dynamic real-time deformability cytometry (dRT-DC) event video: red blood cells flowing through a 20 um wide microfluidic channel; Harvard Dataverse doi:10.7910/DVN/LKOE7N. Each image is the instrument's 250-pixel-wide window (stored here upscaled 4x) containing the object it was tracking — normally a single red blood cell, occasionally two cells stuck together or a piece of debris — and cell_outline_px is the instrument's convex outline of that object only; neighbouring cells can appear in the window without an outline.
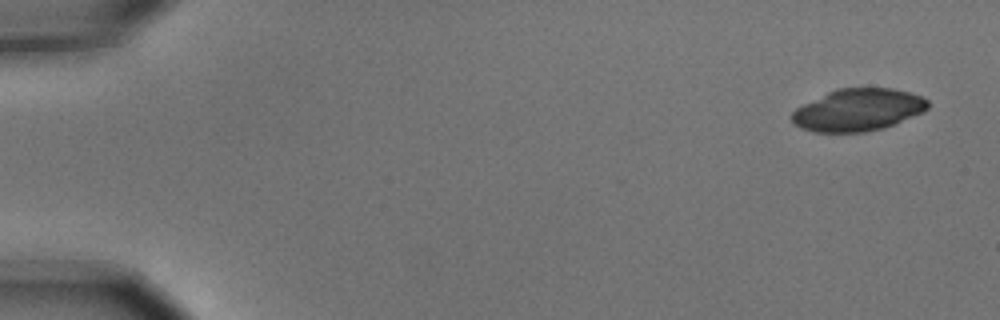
{"species": "common noctule bat (a hibernating species)", "species_latin": "Nyctalus noctula", "temperature_condition": "cold", "stored_images_in_passage": 5, "camera_frame_rate_fps": 3000, "um_per_image_px": 0.085, "animal": {"sex": "male", "body_mass_g": 15.6}, "frame": {"image": 1, "passage_image": 1, "time_ms": 0.0, "image_size_px": [1000, 320], "cell_outline_px": [[928, 108], [924, 112], [892, 124], [880, 128], [864, 132], [816, 132], [804, 128], [796, 124], [792, 120], [792, 112], [796, 108], [836, 88], [892, 88], [908, 92], [920, 96], [928, 100]], "centroid_in_image_um": [72.95, 9.33], "position_along_channel_um": 12.1, "area_um2": 32.95}}